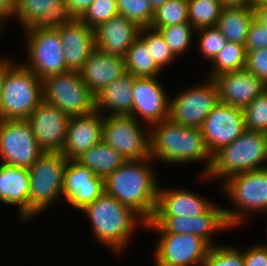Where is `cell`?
<instances>
[{
	"label": "cell",
	"mask_w": 267,
	"mask_h": 266,
	"mask_svg": "<svg viewBox=\"0 0 267 266\" xmlns=\"http://www.w3.org/2000/svg\"><path fill=\"white\" fill-rule=\"evenodd\" d=\"M126 72L136 78L159 77L162 71L151 57L146 43L138 36L124 57Z\"/></svg>",
	"instance_id": "30"
},
{
	"label": "cell",
	"mask_w": 267,
	"mask_h": 266,
	"mask_svg": "<svg viewBox=\"0 0 267 266\" xmlns=\"http://www.w3.org/2000/svg\"><path fill=\"white\" fill-rule=\"evenodd\" d=\"M151 161L126 160L104 179L105 193L132 208L146 222L154 216L160 185Z\"/></svg>",
	"instance_id": "1"
},
{
	"label": "cell",
	"mask_w": 267,
	"mask_h": 266,
	"mask_svg": "<svg viewBox=\"0 0 267 266\" xmlns=\"http://www.w3.org/2000/svg\"><path fill=\"white\" fill-rule=\"evenodd\" d=\"M3 28H4L3 23L0 21V34L3 31Z\"/></svg>",
	"instance_id": "51"
},
{
	"label": "cell",
	"mask_w": 267,
	"mask_h": 266,
	"mask_svg": "<svg viewBox=\"0 0 267 266\" xmlns=\"http://www.w3.org/2000/svg\"><path fill=\"white\" fill-rule=\"evenodd\" d=\"M222 189L236 207L224 208L233 229L243 224L248 214L267 210V168L232 175L222 182Z\"/></svg>",
	"instance_id": "6"
},
{
	"label": "cell",
	"mask_w": 267,
	"mask_h": 266,
	"mask_svg": "<svg viewBox=\"0 0 267 266\" xmlns=\"http://www.w3.org/2000/svg\"><path fill=\"white\" fill-rule=\"evenodd\" d=\"M254 18L267 27V3H261L253 7Z\"/></svg>",
	"instance_id": "46"
},
{
	"label": "cell",
	"mask_w": 267,
	"mask_h": 266,
	"mask_svg": "<svg viewBox=\"0 0 267 266\" xmlns=\"http://www.w3.org/2000/svg\"><path fill=\"white\" fill-rule=\"evenodd\" d=\"M198 32V50L208 62H211L221 49L226 45L227 40L222 32L214 27H204L196 30Z\"/></svg>",
	"instance_id": "38"
},
{
	"label": "cell",
	"mask_w": 267,
	"mask_h": 266,
	"mask_svg": "<svg viewBox=\"0 0 267 266\" xmlns=\"http://www.w3.org/2000/svg\"><path fill=\"white\" fill-rule=\"evenodd\" d=\"M68 159L61 152H44L28 168L30 191L28 219L39 216L50 208L55 200L62 198L64 170Z\"/></svg>",
	"instance_id": "7"
},
{
	"label": "cell",
	"mask_w": 267,
	"mask_h": 266,
	"mask_svg": "<svg viewBox=\"0 0 267 266\" xmlns=\"http://www.w3.org/2000/svg\"><path fill=\"white\" fill-rule=\"evenodd\" d=\"M27 37L26 62L23 64L41 80L66 72L64 51L58 29L30 27Z\"/></svg>",
	"instance_id": "9"
},
{
	"label": "cell",
	"mask_w": 267,
	"mask_h": 266,
	"mask_svg": "<svg viewBox=\"0 0 267 266\" xmlns=\"http://www.w3.org/2000/svg\"><path fill=\"white\" fill-rule=\"evenodd\" d=\"M219 102L244 108L267 89V85L246 69L223 73L213 79Z\"/></svg>",
	"instance_id": "21"
},
{
	"label": "cell",
	"mask_w": 267,
	"mask_h": 266,
	"mask_svg": "<svg viewBox=\"0 0 267 266\" xmlns=\"http://www.w3.org/2000/svg\"><path fill=\"white\" fill-rule=\"evenodd\" d=\"M159 233L193 234L205 240L211 247L214 235L232 228L225 216L224 208L215 203L202 215L196 217L153 216L145 228Z\"/></svg>",
	"instance_id": "12"
},
{
	"label": "cell",
	"mask_w": 267,
	"mask_h": 266,
	"mask_svg": "<svg viewBox=\"0 0 267 266\" xmlns=\"http://www.w3.org/2000/svg\"><path fill=\"white\" fill-rule=\"evenodd\" d=\"M57 29L63 46L66 72H79L96 49L94 30L79 18H74Z\"/></svg>",
	"instance_id": "22"
},
{
	"label": "cell",
	"mask_w": 267,
	"mask_h": 266,
	"mask_svg": "<svg viewBox=\"0 0 267 266\" xmlns=\"http://www.w3.org/2000/svg\"><path fill=\"white\" fill-rule=\"evenodd\" d=\"M202 266H244L242 250L232 246L210 247Z\"/></svg>",
	"instance_id": "40"
},
{
	"label": "cell",
	"mask_w": 267,
	"mask_h": 266,
	"mask_svg": "<svg viewBox=\"0 0 267 266\" xmlns=\"http://www.w3.org/2000/svg\"><path fill=\"white\" fill-rule=\"evenodd\" d=\"M158 30L163 36L165 43L176 56L183 55L192 44L193 34L196 29L190 23L164 26Z\"/></svg>",
	"instance_id": "34"
},
{
	"label": "cell",
	"mask_w": 267,
	"mask_h": 266,
	"mask_svg": "<svg viewBox=\"0 0 267 266\" xmlns=\"http://www.w3.org/2000/svg\"><path fill=\"white\" fill-rule=\"evenodd\" d=\"M116 15H118L116 0H94L79 19L94 30Z\"/></svg>",
	"instance_id": "39"
},
{
	"label": "cell",
	"mask_w": 267,
	"mask_h": 266,
	"mask_svg": "<svg viewBox=\"0 0 267 266\" xmlns=\"http://www.w3.org/2000/svg\"><path fill=\"white\" fill-rule=\"evenodd\" d=\"M245 47L247 51L267 48V27L255 18L249 26Z\"/></svg>",
	"instance_id": "42"
},
{
	"label": "cell",
	"mask_w": 267,
	"mask_h": 266,
	"mask_svg": "<svg viewBox=\"0 0 267 266\" xmlns=\"http://www.w3.org/2000/svg\"><path fill=\"white\" fill-rule=\"evenodd\" d=\"M94 0H65L70 13L74 18H79Z\"/></svg>",
	"instance_id": "44"
},
{
	"label": "cell",
	"mask_w": 267,
	"mask_h": 266,
	"mask_svg": "<svg viewBox=\"0 0 267 266\" xmlns=\"http://www.w3.org/2000/svg\"><path fill=\"white\" fill-rule=\"evenodd\" d=\"M246 58L245 45L227 41L226 45L211 61L213 69L210 68L208 78L214 79L223 73L245 69Z\"/></svg>",
	"instance_id": "31"
},
{
	"label": "cell",
	"mask_w": 267,
	"mask_h": 266,
	"mask_svg": "<svg viewBox=\"0 0 267 266\" xmlns=\"http://www.w3.org/2000/svg\"><path fill=\"white\" fill-rule=\"evenodd\" d=\"M245 69L267 85V48L247 51Z\"/></svg>",
	"instance_id": "41"
},
{
	"label": "cell",
	"mask_w": 267,
	"mask_h": 266,
	"mask_svg": "<svg viewBox=\"0 0 267 266\" xmlns=\"http://www.w3.org/2000/svg\"><path fill=\"white\" fill-rule=\"evenodd\" d=\"M118 14L134 22L139 28L150 27L154 12L149 0H116Z\"/></svg>",
	"instance_id": "36"
},
{
	"label": "cell",
	"mask_w": 267,
	"mask_h": 266,
	"mask_svg": "<svg viewBox=\"0 0 267 266\" xmlns=\"http://www.w3.org/2000/svg\"><path fill=\"white\" fill-rule=\"evenodd\" d=\"M14 8L15 0H0V21L3 24L6 23V20L12 19Z\"/></svg>",
	"instance_id": "45"
},
{
	"label": "cell",
	"mask_w": 267,
	"mask_h": 266,
	"mask_svg": "<svg viewBox=\"0 0 267 266\" xmlns=\"http://www.w3.org/2000/svg\"><path fill=\"white\" fill-rule=\"evenodd\" d=\"M181 90L170 99L169 119L186 127L200 129L207 115L219 103L218 88L213 79Z\"/></svg>",
	"instance_id": "10"
},
{
	"label": "cell",
	"mask_w": 267,
	"mask_h": 266,
	"mask_svg": "<svg viewBox=\"0 0 267 266\" xmlns=\"http://www.w3.org/2000/svg\"><path fill=\"white\" fill-rule=\"evenodd\" d=\"M138 36L146 43L147 49L150 50L151 57L161 70L175 60L176 56L167 46L163 36L158 30L150 27L140 28Z\"/></svg>",
	"instance_id": "35"
},
{
	"label": "cell",
	"mask_w": 267,
	"mask_h": 266,
	"mask_svg": "<svg viewBox=\"0 0 267 266\" xmlns=\"http://www.w3.org/2000/svg\"><path fill=\"white\" fill-rule=\"evenodd\" d=\"M267 133L245 130L235 141L213 155L211 168L202 178L220 179L266 168Z\"/></svg>",
	"instance_id": "4"
},
{
	"label": "cell",
	"mask_w": 267,
	"mask_h": 266,
	"mask_svg": "<svg viewBox=\"0 0 267 266\" xmlns=\"http://www.w3.org/2000/svg\"><path fill=\"white\" fill-rule=\"evenodd\" d=\"M266 168H267V151H266Z\"/></svg>",
	"instance_id": "52"
},
{
	"label": "cell",
	"mask_w": 267,
	"mask_h": 266,
	"mask_svg": "<svg viewBox=\"0 0 267 266\" xmlns=\"http://www.w3.org/2000/svg\"><path fill=\"white\" fill-rule=\"evenodd\" d=\"M223 5L221 0H188L189 23L197 30L214 27Z\"/></svg>",
	"instance_id": "32"
},
{
	"label": "cell",
	"mask_w": 267,
	"mask_h": 266,
	"mask_svg": "<svg viewBox=\"0 0 267 266\" xmlns=\"http://www.w3.org/2000/svg\"><path fill=\"white\" fill-rule=\"evenodd\" d=\"M200 129L213 156L245 131L243 109L219 102L207 115Z\"/></svg>",
	"instance_id": "15"
},
{
	"label": "cell",
	"mask_w": 267,
	"mask_h": 266,
	"mask_svg": "<svg viewBox=\"0 0 267 266\" xmlns=\"http://www.w3.org/2000/svg\"><path fill=\"white\" fill-rule=\"evenodd\" d=\"M13 18L24 30L36 26L57 29L74 19L65 0H15Z\"/></svg>",
	"instance_id": "19"
},
{
	"label": "cell",
	"mask_w": 267,
	"mask_h": 266,
	"mask_svg": "<svg viewBox=\"0 0 267 266\" xmlns=\"http://www.w3.org/2000/svg\"><path fill=\"white\" fill-rule=\"evenodd\" d=\"M135 76L124 73L95 96V110L109 112L108 116L130 115L133 105V81ZM107 110V111H106Z\"/></svg>",
	"instance_id": "27"
},
{
	"label": "cell",
	"mask_w": 267,
	"mask_h": 266,
	"mask_svg": "<svg viewBox=\"0 0 267 266\" xmlns=\"http://www.w3.org/2000/svg\"><path fill=\"white\" fill-rule=\"evenodd\" d=\"M12 64L13 63L9 58L8 59L4 57L1 58L0 56V93L3 85L4 75Z\"/></svg>",
	"instance_id": "48"
},
{
	"label": "cell",
	"mask_w": 267,
	"mask_h": 266,
	"mask_svg": "<svg viewBox=\"0 0 267 266\" xmlns=\"http://www.w3.org/2000/svg\"><path fill=\"white\" fill-rule=\"evenodd\" d=\"M157 77L135 78L133 105L130 114L137 121L142 118L148 128L169 118L170 98ZM138 116V117H137Z\"/></svg>",
	"instance_id": "17"
},
{
	"label": "cell",
	"mask_w": 267,
	"mask_h": 266,
	"mask_svg": "<svg viewBox=\"0 0 267 266\" xmlns=\"http://www.w3.org/2000/svg\"><path fill=\"white\" fill-rule=\"evenodd\" d=\"M75 161L92 170L96 176L105 179L126 160L120 153L102 141L82 153Z\"/></svg>",
	"instance_id": "29"
},
{
	"label": "cell",
	"mask_w": 267,
	"mask_h": 266,
	"mask_svg": "<svg viewBox=\"0 0 267 266\" xmlns=\"http://www.w3.org/2000/svg\"><path fill=\"white\" fill-rule=\"evenodd\" d=\"M189 23L188 0H168L154 11L150 28L160 29L164 26Z\"/></svg>",
	"instance_id": "33"
},
{
	"label": "cell",
	"mask_w": 267,
	"mask_h": 266,
	"mask_svg": "<svg viewBox=\"0 0 267 266\" xmlns=\"http://www.w3.org/2000/svg\"><path fill=\"white\" fill-rule=\"evenodd\" d=\"M70 116L58 107L42 101L27 121L39 147L44 152H62Z\"/></svg>",
	"instance_id": "16"
},
{
	"label": "cell",
	"mask_w": 267,
	"mask_h": 266,
	"mask_svg": "<svg viewBox=\"0 0 267 266\" xmlns=\"http://www.w3.org/2000/svg\"><path fill=\"white\" fill-rule=\"evenodd\" d=\"M154 266H202L210 245L193 234L160 233Z\"/></svg>",
	"instance_id": "14"
},
{
	"label": "cell",
	"mask_w": 267,
	"mask_h": 266,
	"mask_svg": "<svg viewBox=\"0 0 267 266\" xmlns=\"http://www.w3.org/2000/svg\"><path fill=\"white\" fill-rule=\"evenodd\" d=\"M126 73L123 57L103 53L95 49L79 71L83 83L96 96L106 86Z\"/></svg>",
	"instance_id": "24"
},
{
	"label": "cell",
	"mask_w": 267,
	"mask_h": 266,
	"mask_svg": "<svg viewBox=\"0 0 267 266\" xmlns=\"http://www.w3.org/2000/svg\"><path fill=\"white\" fill-rule=\"evenodd\" d=\"M242 256L244 266H267V246L264 244L242 249Z\"/></svg>",
	"instance_id": "43"
},
{
	"label": "cell",
	"mask_w": 267,
	"mask_h": 266,
	"mask_svg": "<svg viewBox=\"0 0 267 266\" xmlns=\"http://www.w3.org/2000/svg\"><path fill=\"white\" fill-rule=\"evenodd\" d=\"M223 6L252 8V0H221Z\"/></svg>",
	"instance_id": "47"
},
{
	"label": "cell",
	"mask_w": 267,
	"mask_h": 266,
	"mask_svg": "<svg viewBox=\"0 0 267 266\" xmlns=\"http://www.w3.org/2000/svg\"><path fill=\"white\" fill-rule=\"evenodd\" d=\"M245 130L267 133V89L243 108Z\"/></svg>",
	"instance_id": "37"
},
{
	"label": "cell",
	"mask_w": 267,
	"mask_h": 266,
	"mask_svg": "<svg viewBox=\"0 0 267 266\" xmlns=\"http://www.w3.org/2000/svg\"><path fill=\"white\" fill-rule=\"evenodd\" d=\"M139 30L134 22L118 14L94 29L96 49L124 58Z\"/></svg>",
	"instance_id": "23"
},
{
	"label": "cell",
	"mask_w": 267,
	"mask_h": 266,
	"mask_svg": "<svg viewBox=\"0 0 267 266\" xmlns=\"http://www.w3.org/2000/svg\"><path fill=\"white\" fill-rule=\"evenodd\" d=\"M150 156L166 164L206 161L202 175H207L213 156L207 148L201 129L186 127L169 118L149 128ZM155 159V160H154Z\"/></svg>",
	"instance_id": "2"
},
{
	"label": "cell",
	"mask_w": 267,
	"mask_h": 266,
	"mask_svg": "<svg viewBox=\"0 0 267 266\" xmlns=\"http://www.w3.org/2000/svg\"><path fill=\"white\" fill-rule=\"evenodd\" d=\"M104 114L97 110L86 115L71 116L66 142L61 152L68 160H75L92 146L103 141Z\"/></svg>",
	"instance_id": "20"
},
{
	"label": "cell",
	"mask_w": 267,
	"mask_h": 266,
	"mask_svg": "<svg viewBox=\"0 0 267 266\" xmlns=\"http://www.w3.org/2000/svg\"><path fill=\"white\" fill-rule=\"evenodd\" d=\"M168 0H149L151 9L156 11L159 7L163 6Z\"/></svg>",
	"instance_id": "49"
},
{
	"label": "cell",
	"mask_w": 267,
	"mask_h": 266,
	"mask_svg": "<svg viewBox=\"0 0 267 266\" xmlns=\"http://www.w3.org/2000/svg\"><path fill=\"white\" fill-rule=\"evenodd\" d=\"M81 211L91 221L94 237L117 254L124 251L138 224L146 226V221L132 208L105 192Z\"/></svg>",
	"instance_id": "3"
},
{
	"label": "cell",
	"mask_w": 267,
	"mask_h": 266,
	"mask_svg": "<svg viewBox=\"0 0 267 266\" xmlns=\"http://www.w3.org/2000/svg\"><path fill=\"white\" fill-rule=\"evenodd\" d=\"M261 3H267V0H252V8L254 6L261 4Z\"/></svg>",
	"instance_id": "50"
},
{
	"label": "cell",
	"mask_w": 267,
	"mask_h": 266,
	"mask_svg": "<svg viewBox=\"0 0 267 266\" xmlns=\"http://www.w3.org/2000/svg\"><path fill=\"white\" fill-rule=\"evenodd\" d=\"M105 192L104 179L75 160H68L64 170L62 197L76 210H82Z\"/></svg>",
	"instance_id": "18"
},
{
	"label": "cell",
	"mask_w": 267,
	"mask_h": 266,
	"mask_svg": "<svg viewBox=\"0 0 267 266\" xmlns=\"http://www.w3.org/2000/svg\"><path fill=\"white\" fill-rule=\"evenodd\" d=\"M43 153L27 120L0 119V159L3 164L30 168Z\"/></svg>",
	"instance_id": "13"
},
{
	"label": "cell",
	"mask_w": 267,
	"mask_h": 266,
	"mask_svg": "<svg viewBox=\"0 0 267 266\" xmlns=\"http://www.w3.org/2000/svg\"><path fill=\"white\" fill-rule=\"evenodd\" d=\"M253 19V8L223 6L216 26L228 42L245 45Z\"/></svg>",
	"instance_id": "28"
},
{
	"label": "cell",
	"mask_w": 267,
	"mask_h": 266,
	"mask_svg": "<svg viewBox=\"0 0 267 266\" xmlns=\"http://www.w3.org/2000/svg\"><path fill=\"white\" fill-rule=\"evenodd\" d=\"M42 101V80L23 63L12 64L3 79L0 119L27 120Z\"/></svg>",
	"instance_id": "5"
},
{
	"label": "cell",
	"mask_w": 267,
	"mask_h": 266,
	"mask_svg": "<svg viewBox=\"0 0 267 266\" xmlns=\"http://www.w3.org/2000/svg\"><path fill=\"white\" fill-rule=\"evenodd\" d=\"M29 191L28 168L0 163V201L6 205H16L19 220H28Z\"/></svg>",
	"instance_id": "26"
},
{
	"label": "cell",
	"mask_w": 267,
	"mask_h": 266,
	"mask_svg": "<svg viewBox=\"0 0 267 266\" xmlns=\"http://www.w3.org/2000/svg\"><path fill=\"white\" fill-rule=\"evenodd\" d=\"M214 203L192 190L158 189L154 216L196 217L204 214Z\"/></svg>",
	"instance_id": "25"
},
{
	"label": "cell",
	"mask_w": 267,
	"mask_h": 266,
	"mask_svg": "<svg viewBox=\"0 0 267 266\" xmlns=\"http://www.w3.org/2000/svg\"><path fill=\"white\" fill-rule=\"evenodd\" d=\"M42 100L68 116L86 115L95 110V96L79 72L67 71L42 79Z\"/></svg>",
	"instance_id": "8"
},
{
	"label": "cell",
	"mask_w": 267,
	"mask_h": 266,
	"mask_svg": "<svg viewBox=\"0 0 267 266\" xmlns=\"http://www.w3.org/2000/svg\"><path fill=\"white\" fill-rule=\"evenodd\" d=\"M131 115L104 116L103 141L120 153L125 160L151 158L149 129Z\"/></svg>",
	"instance_id": "11"
}]
</instances>
